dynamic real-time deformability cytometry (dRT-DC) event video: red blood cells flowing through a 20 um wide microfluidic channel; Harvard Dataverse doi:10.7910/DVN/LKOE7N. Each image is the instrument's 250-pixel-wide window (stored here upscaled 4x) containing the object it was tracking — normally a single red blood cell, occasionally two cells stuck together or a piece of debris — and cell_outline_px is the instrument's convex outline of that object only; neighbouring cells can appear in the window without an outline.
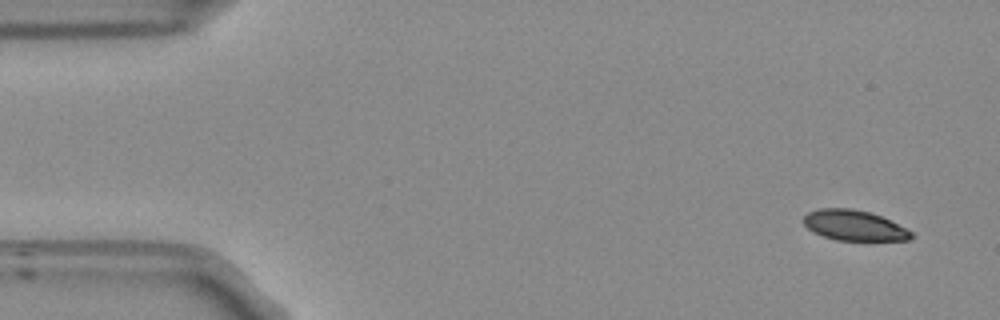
{"species": "Egyptian fruit bat (a non-hibernating species)", "species_latin": "Rousettus aegyptiacus", "temperature_condition": "room temperature", "stored_images_in_passage": 6, "camera_frame_rate_fps": 3000, "um_per_image_px": 0.085, "frame": {"image": 1, "passage_image": 1, "time_ms": 0.0, "image_size_px": [1000, 320], "cell_outline_px": [[916, 236], [908, 240], [836, 240], [812, 232], [804, 224], [804, 216], [808, 212], [820, 208], [852, 208], [868, 212], [880, 216], [912, 232]], "centroid_in_image_um": [72.58, 19.16], "position_along_channel_um": 12.4, "area_um2": 18.84}}